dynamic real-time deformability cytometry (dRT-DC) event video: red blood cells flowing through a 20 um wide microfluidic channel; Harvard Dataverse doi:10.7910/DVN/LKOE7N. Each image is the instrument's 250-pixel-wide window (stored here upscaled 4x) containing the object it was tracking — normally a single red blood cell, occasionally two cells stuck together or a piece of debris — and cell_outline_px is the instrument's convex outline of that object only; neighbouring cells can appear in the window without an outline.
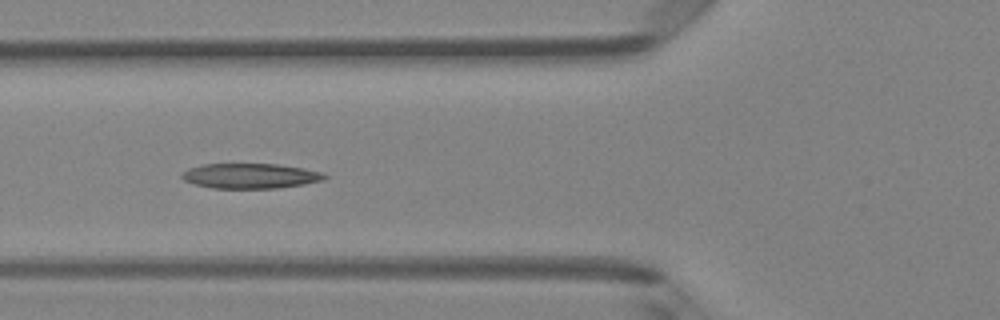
{"species": "Egyptian fruit bat (a non-hibernating species)", "species_latin": "Rousettus aegyptiacus", "temperature_condition": "room temperature", "stored_images_in_passage": 5, "camera_frame_rate_fps": 3000, "um_per_image_px": 0.085, "animal": {"sex": "female"}, "frame": {"image": 1, "passage_image": 4, "time_ms": 4.0, "image_size_px": [1000, 320], "cell_outline_px": [[328, 176], [324, 180], [304, 184], [276, 188], [212, 188], [196, 184], [184, 180], [180, 176], [188, 168], [200, 164], [276, 164], [304, 168], [324, 172]], "centroid_in_image_um": [21.3, 14.94], "position_along_channel_um": 104.5, "area_um2": 20.87}}
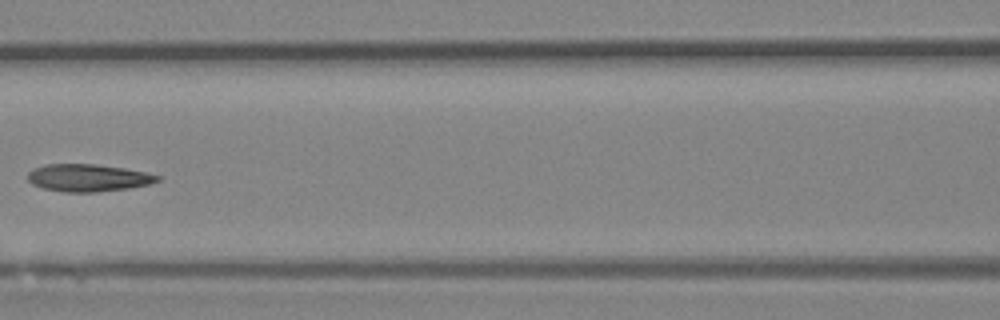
{"frame": {"image": 2, "passage_image": 5, "time_ms": 5.333, "image_size_px": [1000, 320], "cell_outline_px": [[160, 180], [148, 184], [128, 188], [96, 192], [64, 192], [44, 188], [32, 184], [28, 180], [28, 172], [32, 168], [44, 164], [96, 164], [124, 168], [144, 172], [160, 176]], "centroid_in_image_um": [7.45, 15.11], "position_along_channel_um": 159.2, "area_um2": 20.63}}